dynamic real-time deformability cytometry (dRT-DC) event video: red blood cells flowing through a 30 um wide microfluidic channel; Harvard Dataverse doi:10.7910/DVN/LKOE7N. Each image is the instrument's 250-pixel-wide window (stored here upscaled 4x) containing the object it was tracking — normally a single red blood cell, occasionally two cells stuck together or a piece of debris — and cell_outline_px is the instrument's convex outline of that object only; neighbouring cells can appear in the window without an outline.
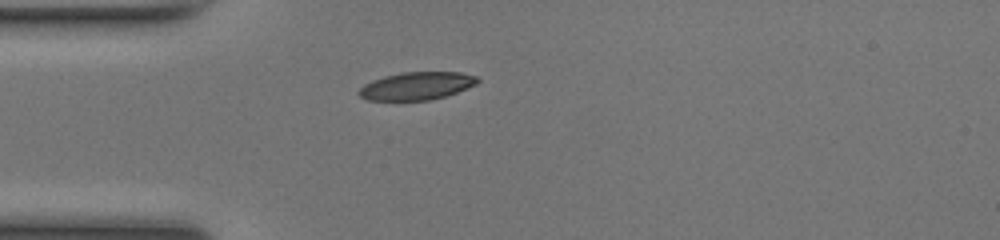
{"species": "common noctule bat (a hibernating species)", "species_latin": "Nyctalus noctula", "temperature_condition": "room temperature", "stored_images_in_passage": 36, "camera_frame_rate_fps": 3000, "um_per_image_px": 0.085, "animal": {"sex": "female", "body_mass_g": 17.0, "forearm_length_mm": 48.0}, "frame": {"image": 1, "passage_image": 1, "time_ms": 0.0, "image_size_px": [1000, 240], "cell_outline_px": [[480, 80], [476, 84], [468, 88], [448, 96], [428, 100], [368, 100], [360, 96], [356, 92], [364, 84], [372, 80], [384, 76], [404, 72], [460, 72], [476, 76]], "centroid_in_image_um": [35.43, 7.3], "position_along_channel_um": 49.6, "area_um2": 19.31}}
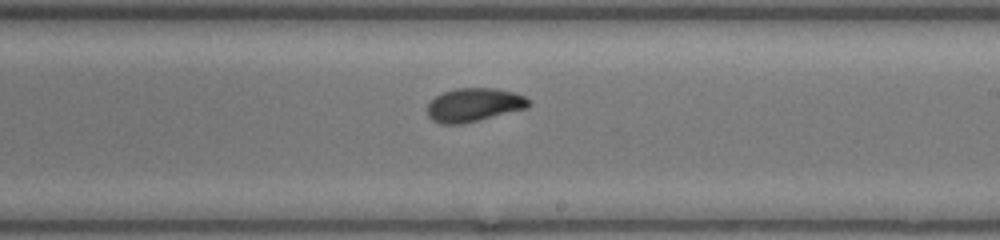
{"frame": {"image": 2, "passage_image": 16, "time_ms": 5.0, "image_size_px": [1000, 240], "cell_outline_px": [[532, 100], [528, 108], [460, 124], [440, 124], [432, 120], [428, 116], [428, 104], [440, 92], [456, 88], [496, 88], [512, 92], [524, 96]], "centroid_in_image_um": [40.29, 8.9], "position_along_channel_um": 248.7, "area_um2": 19.83}}
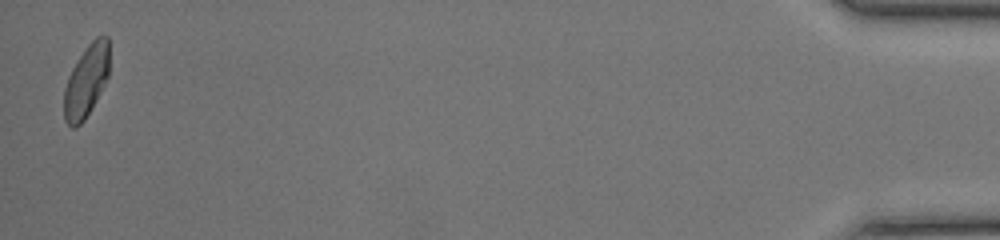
{"frame": {"image": 3, "passage_image": 36, "time_ms": 11.667, "image_size_px": [1000, 240], "cell_outline_px": [[108, 76], [96, 100], [84, 120], [76, 128], [72, 128], [64, 120], [64, 88], [68, 76], [72, 68], [88, 44], [96, 36], [108, 36]], "centroid_in_image_um": [7.31, 6.9], "position_along_channel_um": 427.9, "area_um2": 18.84}, "authors_computed_cell_mechanics": {"area_um2": 19.652, "velocity_mm_per_s": 4.1974, "shape_relaxation_time_tau1_ms": 3.386, "shape_relaxation_time_tau2_ms": 1.4981, "deformation_change_tau1": 0.1412, "deformation_change_tau2": 0.0484}}